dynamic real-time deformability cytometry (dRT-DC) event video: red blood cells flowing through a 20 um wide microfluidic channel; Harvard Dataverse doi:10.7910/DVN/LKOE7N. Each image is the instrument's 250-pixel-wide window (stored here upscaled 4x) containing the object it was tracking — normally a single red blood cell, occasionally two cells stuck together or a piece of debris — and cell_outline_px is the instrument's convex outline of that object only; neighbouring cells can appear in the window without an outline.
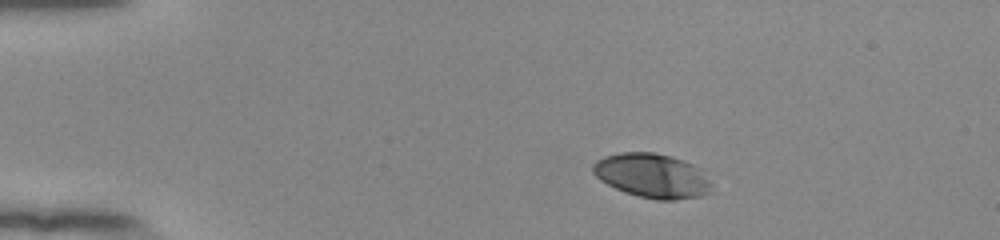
{"species": "human", "species_latin": "Homo sapiens", "temperature_condition": "room temperature", "stored_images_in_passage": 45, "camera_frame_rate_fps": 3000, "um_per_image_px": 0.085, "donor": {"sex": "female"}, "frame": {"image": 1, "passage_image": 1, "time_ms": 0.0, "image_size_px": [1000, 240], "cell_outline_px": [[712, 184], [708, 192], [700, 196], [676, 200], [656, 200], [624, 192], [600, 180], [592, 172], [592, 164], [596, 160], [604, 156], [620, 152], [652, 152], [668, 156], [692, 164], [700, 168]], "centroid_in_image_um": [55.4, 14.93], "position_along_channel_um": 29.6, "area_um2": 30.46}}
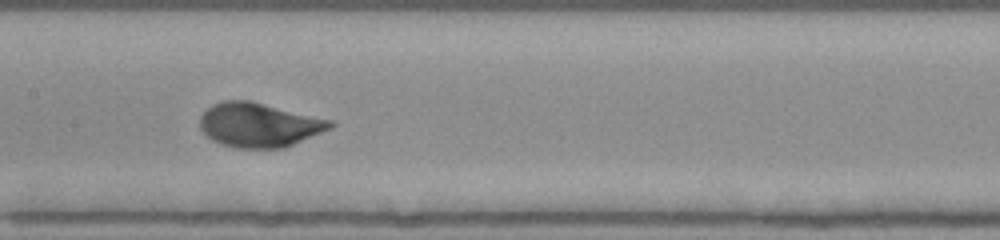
{"frame": {"image": 2, "passage_image": 19, "time_ms": 6.0, "image_size_px": [1000, 240], "cell_outline_px": [[336, 124], [332, 128], [284, 148], [236, 148], [220, 144], [212, 140], [200, 128], [200, 116], [212, 104], [224, 100], [248, 100], [336, 120]], "centroid_in_image_um": [22.06, 10.61], "position_along_channel_um": 185.3, "area_um2": 33.87}}
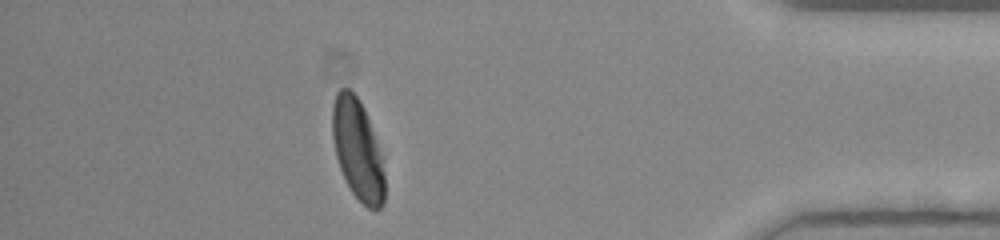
{"frame": {"image": 3, "passage_image": 39, "time_ms": 12.667, "image_size_px": [1000, 240], "cell_outline_px": [[384, 204], [380, 208], [368, 208], [352, 192], [344, 180], [336, 156], [332, 136], [332, 104], [336, 92], [340, 88], [348, 88], [360, 100], [364, 108], [384, 156]], "centroid_in_image_um": [30.41, 12.69], "position_along_channel_um": 404.8, "area_um2": 31.04}, "authors_computed_cell_mechanics": {"area_um2": 32.079, "velocity_mm_per_s": 3.8643, "shape_relaxation_time_tau1_ms": 2.7169, "shape_relaxation_time_tau2_ms": null, "deformation_change_tau1": 0.1734, "deformation_change_tau2": null}}